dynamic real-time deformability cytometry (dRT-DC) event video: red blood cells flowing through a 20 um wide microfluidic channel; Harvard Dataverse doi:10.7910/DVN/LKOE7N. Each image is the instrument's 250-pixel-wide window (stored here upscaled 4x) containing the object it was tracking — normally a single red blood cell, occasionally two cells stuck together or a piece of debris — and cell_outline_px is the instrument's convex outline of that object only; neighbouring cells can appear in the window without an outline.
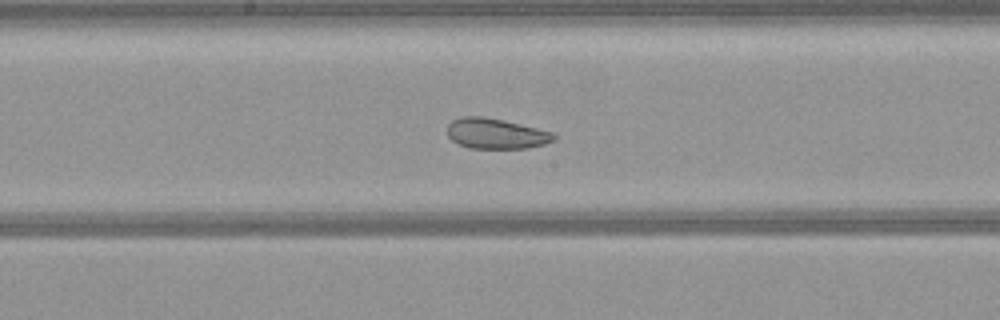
{"species": "common noctule bat (a hibernating species)", "species_latin": "Nyctalus noctula", "temperature_condition": "warm", "stored_images_in_passage": 28, "camera_frame_rate_fps": 3000, "um_per_image_px": 0.085, "animal": {"sex": "female", "body_mass_g": 21.9}, "frame": {"image": 1, "passage_image": 12, "time_ms": 3.667, "image_size_px": [1000, 320], "cell_outline_px": [[556, 140], [544, 144], [528, 148], [468, 148], [456, 144], [448, 136], [448, 124], [452, 120], [460, 116], [484, 116], [504, 120], [552, 132], [556, 136]], "centroid_in_image_um": [42.13, 11.35], "position_along_channel_um": 206.1, "area_um2": 19.02}}
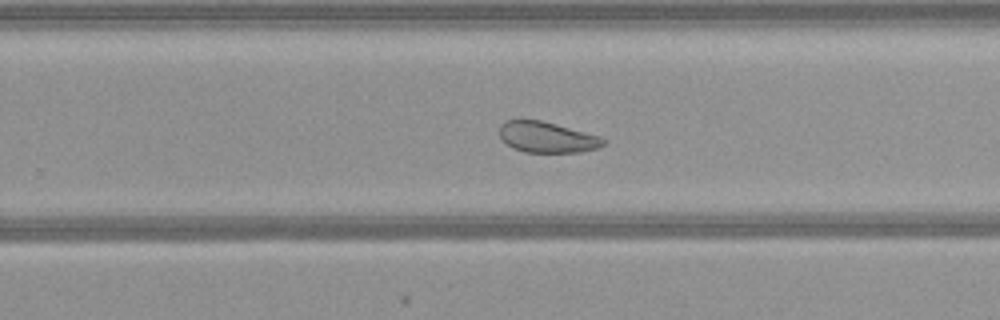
{"frame": {"image": 2, "passage_image": 18, "time_ms": 5.667, "image_size_px": [1000, 320], "cell_outline_px": [[608, 140], [604, 144], [596, 148], [580, 152], [524, 152], [512, 148], [500, 136], [500, 124], [504, 120], [540, 120], [600, 136]], "centroid_in_image_um": [46.49, 11.66], "position_along_channel_um": 283.3, "area_um2": 18.5}}
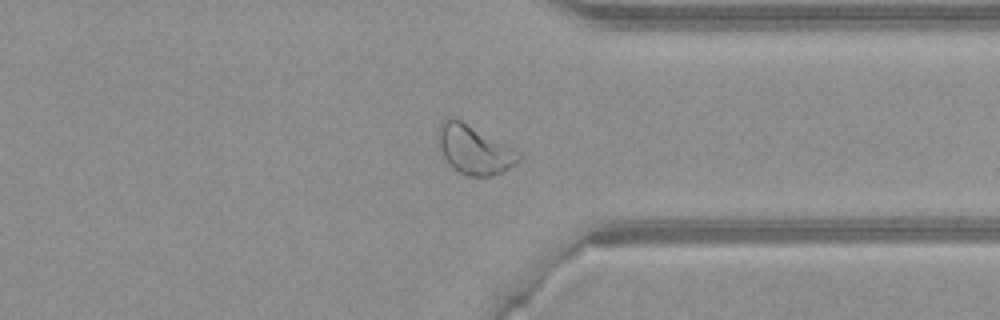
{"frame": {"image": 3, "passage_image": 25, "time_ms": 8.0, "image_size_px": [1000, 320], "cell_outline_px": [[520, 160], [516, 164], [504, 172], [492, 176], [468, 176], [460, 172], [448, 164], [436, 144], [436, 140], [440, 124], [444, 116], [456, 116], [516, 148], [520, 152]], "centroid_in_image_um": [40.29, 12.67], "position_along_channel_um": 371.1, "area_um2": 23.93}}